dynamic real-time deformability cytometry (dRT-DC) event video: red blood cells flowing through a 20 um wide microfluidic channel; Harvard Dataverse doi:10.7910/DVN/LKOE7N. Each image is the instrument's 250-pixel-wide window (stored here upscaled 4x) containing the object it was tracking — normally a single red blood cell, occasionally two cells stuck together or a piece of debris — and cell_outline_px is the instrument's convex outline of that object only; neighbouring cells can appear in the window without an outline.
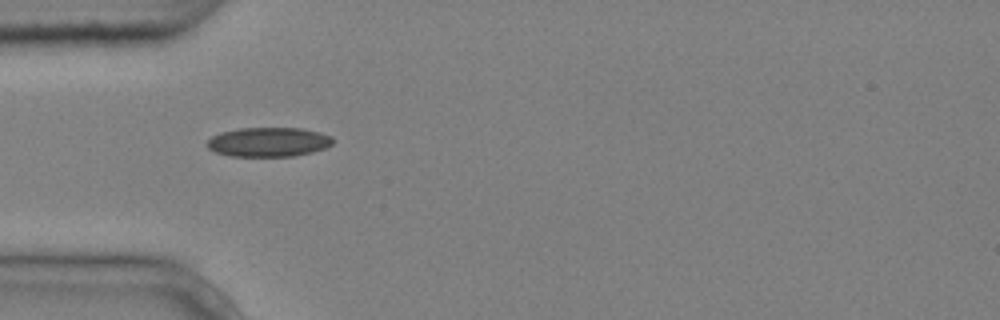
{"species": "common noctule bat (a hibernating species)", "species_latin": "Nyctalus noctula", "temperature_condition": "cold", "stored_images_in_passage": 1, "camera_frame_rate_fps": 3000, "um_per_image_px": 0.085, "animal": {"sex": "male", "body_mass_g": 20.4}, "frame": {"image": 1, "passage_image": 1, "time_ms": 0.0, "image_size_px": [1000, 320], "cell_outline_px": [[332, 144], [324, 148], [312, 152], [292, 156], [232, 156], [216, 152], [208, 148], [204, 144], [212, 136], [220, 132], [240, 128], [304, 128], [320, 132], [332, 136]], "centroid_in_image_um": [22.81, 12.06], "position_along_channel_um": 62.2, "area_um2": 21.56}}